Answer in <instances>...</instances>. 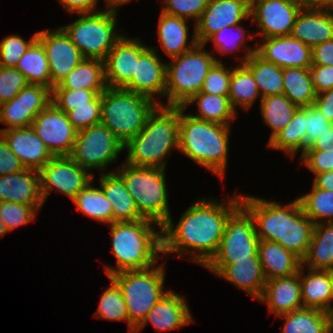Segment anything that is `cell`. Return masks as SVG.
<instances>
[{
	"label": "cell",
	"mask_w": 333,
	"mask_h": 333,
	"mask_svg": "<svg viewBox=\"0 0 333 333\" xmlns=\"http://www.w3.org/2000/svg\"><path fill=\"white\" fill-rule=\"evenodd\" d=\"M250 19L248 0H209L206 9L195 24V37L199 44L223 29Z\"/></svg>",
	"instance_id": "18"
},
{
	"label": "cell",
	"mask_w": 333,
	"mask_h": 333,
	"mask_svg": "<svg viewBox=\"0 0 333 333\" xmlns=\"http://www.w3.org/2000/svg\"><path fill=\"white\" fill-rule=\"evenodd\" d=\"M313 105L333 124V88L317 94Z\"/></svg>",
	"instance_id": "59"
},
{
	"label": "cell",
	"mask_w": 333,
	"mask_h": 333,
	"mask_svg": "<svg viewBox=\"0 0 333 333\" xmlns=\"http://www.w3.org/2000/svg\"><path fill=\"white\" fill-rule=\"evenodd\" d=\"M258 256L266 281L293 276L302 265V260L293 252L271 241L260 240Z\"/></svg>",
	"instance_id": "30"
},
{
	"label": "cell",
	"mask_w": 333,
	"mask_h": 333,
	"mask_svg": "<svg viewBox=\"0 0 333 333\" xmlns=\"http://www.w3.org/2000/svg\"><path fill=\"white\" fill-rule=\"evenodd\" d=\"M305 151L333 152V124Z\"/></svg>",
	"instance_id": "60"
},
{
	"label": "cell",
	"mask_w": 333,
	"mask_h": 333,
	"mask_svg": "<svg viewBox=\"0 0 333 333\" xmlns=\"http://www.w3.org/2000/svg\"><path fill=\"white\" fill-rule=\"evenodd\" d=\"M111 171L101 173L99 186L112 205V223L134 222L144 219L122 178L114 170Z\"/></svg>",
	"instance_id": "28"
},
{
	"label": "cell",
	"mask_w": 333,
	"mask_h": 333,
	"mask_svg": "<svg viewBox=\"0 0 333 333\" xmlns=\"http://www.w3.org/2000/svg\"><path fill=\"white\" fill-rule=\"evenodd\" d=\"M240 202L251 215L260 240L279 243L301 260L306 256L315 224L303 213L297 198L282 206L279 202L240 194Z\"/></svg>",
	"instance_id": "2"
},
{
	"label": "cell",
	"mask_w": 333,
	"mask_h": 333,
	"mask_svg": "<svg viewBox=\"0 0 333 333\" xmlns=\"http://www.w3.org/2000/svg\"><path fill=\"white\" fill-rule=\"evenodd\" d=\"M6 233H8V230L5 226V223L0 218V237H3Z\"/></svg>",
	"instance_id": "65"
},
{
	"label": "cell",
	"mask_w": 333,
	"mask_h": 333,
	"mask_svg": "<svg viewBox=\"0 0 333 333\" xmlns=\"http://www.w3.org/2000/svg\"><path fill=\"white\" fill-rule=\"evenodd\" d=\"M79 15L81 17L60 28L84 58L104 61L115 43L124 35L116 30L117 11L105 9Z\"/></svg>",
	"instance_id": "10"
},
{
	"label": "cell",
	"mask_w": 333,
	"mask_h": 333,
	"mask_svg": "<svg viewBox=\"0 0 333 333\" xmlns=\"http://www.w3.org/2000/svg\"><path fill=\"white\" fill-rule=\"evenodd\" d=\"M242 48L246 54L237 60L252 72L261 97L283 94V69L261 58L256 53L257 44Z\"/></svg>",
	"instance_id": "29"
},
{
	"label": "cell",
	"mask_w": 333,
	"mask_h": 333,
	"mask_svg": "<svg viewBox=\"0 0 333 333\" xmlns=\"http://www.w3.org/2000/svg\"><path fill=\"white\" fill-rule=\"evenodd\" d=\"M101 124L124 145L145 126L147 118L162 101L123 88L107 87L101 93Z\"/></svg>",
	"instance_id": "6"
},
{
	"label": "cell",
	"mask_w": 333,
	"mask_h": 333,
	"mask_svg": "<svg viewBox=\"0 0 333 333\" xmlns=\"http://www.w3.org/2000/svg\"><path fill=\"white\" fill-rule=\"evenodd\" d=\"M41 207H33L16 202H0V218L5 223L8 232L19 226H25L34 221Z\"/></svg>",
	"instance_id": "47"
},
{
	"label": "cell",
	"mask_w": 333,
	"mask_h": 333,
	"mask_svg": "<svg viewBox=\"0 0 333 333\" xmlns=\"http://www.w3.org/2000/svg\"><path fill=\"white\" fill-rule=\"evenodd\" d=\"M228 97L236 112L238 106L249 110L258 97L262 98L252 72L244 64L232 70Z\"/></svg>",
	"instance_id": "40"
},
{
	"label": "cell",
	"mask_w": 333,
	"mask_h": 333,
	"mask_svg": "<svg viewBox=\"0 0 333 333\" xmlns=\"http://www.w3.org/2000/svg\"><path fill=\"white\" fill-rule=\"evenodd\" d=\"M38 31L33 34L29 41L20 35H9L0 41V66L15 68L22 55L29 46L37 39Z\"/></svg>",
	"instance_id": "48"
},
{
	"label": "cell",
	"mask_w": 333,
	"mask_h": 333,
	"mask_svg": "<svg viewBox=\"0 0 333 333\" xmlns=\"http://www.w3.org/2000/svg\"><path fill=\"white\" fill-rule=\"evenodd\" d=\"M300 267V282L303 307L322 310L331 314V289L329 270L307 269Z\"/></svg>",
	"instance_id": "32"
},
{
	"label": "cell",
	"mask_w": 333,
	"mask_h": 333,
	"mask_svg": "<svg viewBox=\"0 0 333 333\" xmlns=\"http://www.w3.org/2000/svg\"><path fill=\"white\" fill-rule=\"evenodd\" d=\"M108 227L111 229V247L116 257V267L105 264L107 277L123 271L149 268L162 257V227L159 224L142 219L113 222Z\"/></svg>",
	"instance_id": "3"
},
{
	"label": "cell",
	"mask_w": 333,
	"mask_h": 333,
	"mask_svg": "<svg viewBox=\"0 0 333 333\" xmlns=\"http://www.w3.org/2000/svg\"><path fill=\"white\" fill-rule=\"evenodd\" d=\"M309 70L316 94L333 88V66L311 65Z\"/></svg>",
	"instance_id": "55"
},
{
	"label": "cell",
	"mask_w": 333,
	"mask_h": 333,
	"mask_svg": "<svg viewBox=\"0 0 333 333\" xmlns=\"http://www.w3.org/2000/svg\"><path fill=\"white\" fill-rule=\"evenodd\" d=\"M29 84H39L51 89L48 59L43 45L36 39L22 55L15 67Z\"/></svg>",
	"instance_id": "39"
},
{
	"label": "cell",
	"mask_w": 333,
	"mask_h": 333,
	"mask_svg": "<svg viewBox=\"0 0 333 333\" xmlns=\"http://www.w3.org/2000/svg\"><path fill=\"white\" fill-rule=\"evenodd\" d=\"M283 94L298 107L312 106L316 99L309 68L283 69Z\"/></svg>",
	"instance_id": "38"
},
{
	"label": "cell",
	"mask_w": 333,
	"mask_h": 333,
	"mask_svg": "<svg viewBox=\"0 0 333 333\" xmlns=\"http://www.w3.org/2000/svg\"><path fill=\"white\" fill-rule=\"evenodd\" d=\"M299 0H253L250 19L262 38L290 36L297 14L303 8Z\"/></svg>",
	"instance_id": "14"
},
{
	"label": "cell",
	"mask_w": 333,
	"mask_h": 333,
	"mask_svg": "<svg viewBox=\"0 0 333 333\" xmlns=\"http://www.w3.org/2000/svg\"><path fill=\"white\" fill-rule=\"evenodd\" d=\"M99 0H58L62 7L72 14H85L100 11L96 9Z\"/></svg>",
	"instance_id": "58"
},
{
	"label": "cell",
	"mask_w": 333,
	"mask_h": 333,
	"mask_svg": "<svg viewBox=\"0 0 333 333\" xmlns=\"http://www.w3.org/2000/svg\"><path fill=\"white\" fill-rule=\"evenodd\" d=\"M157 53L156 47L150 46L136 60V74H133L131 81L123 89L147 96L152 100L158 96L165 98L166 63L160 60Z\"/></svg>",
	"instance_id": "20"
},
{
	"label": "cell",
	"mask_w": 333,
	"mask_h": 333,
	"mask_svg": "<svg viewBox=\"0 0 333 333\" xmlns=\"http://www.w3.org/2000/svg\"><path fill=\"white\" fill-rule=\"evenodd\" d=\"M257 301L266 303L276 316L303 308L300 269L293 276L267 280Z\"/></svg>",
	"instance_id": "25"
},
{
	"label": "cell",
	"mask_w": 333,
	"mask_h": 333,
	"mask_svg": "<svg viewBox=\"0 0 333 333\" xmlns=\"http://www.w3.org/2000/svg\"><path fill=\"white\" fill-rule=\"evenodd\" d=\"M312 48L291 36L261 39L257 42L256 53L278 67L310 68L312 65Z\"/></svg>",
	"instance_id": "21"
},
{
	"label": "cell",
	"mask_w": 333,
	"mask_h": 333,
	"mask_svg": "<svg viewBox=\"0 0 333 333\" xmlns=\"http://www.w3.org/2000/svg\"><path fill=\"white\" fill-rule=\"evenodd\" d=\"M97 94L96 91L88 89L67 90L64 88H52L51 102L55 106L89 105V101Z\"/></svg>",
	"instance_id": "52"
},
{
	"label": "cell",
	"mask_w": 333,
	"mask_h": 333,
	"mask_svg": "<svg viewBox=\"0 0 333 333\" xmlns=\"http://www.w3.org/2000/svg\"><path fill=\"white\" fill-rule=\"evenodd\" d=\"M52 99V90L39 84H28L17 96L0 104V123L8 127L0 129L31 127L34 118L45 109Z\"/></svg>",
	"instance_id": "16"
},
{
	"label": "cell",
	"mask_w": 333,
	"mask_h": 333,
	"mask_svg": "<svg viewBox=\"0 0 333 333\" xmlns=\"http://www.w3.org/2000/svg\"><path fill=\"white\" fill-rule=\"evenodd\" d=\"M0 135L25 169L39 171L54 157L32 127L2 130Z\"/></svg>",
	"instance_id": "23"
},
{
	"label": "cell",
	"mask_w": 333,
	"mask_h": 333,
	"mask_svg": "<svg viewBox=\"0 0 333 333\" xmlns=\"http://www.w3.org/2000/svg\"><path fill=\"white\" fill-rule=\"evenodd\" d=\"M103 60L84 58L57 86L67 90L88 89L98 94L107 88Z\"/></svg>",
	"instance_id": "33"
},
{
	"label": "cell",
	"mask_w": 333,
	"mask_h": 333,
	"mask_svg": "<svg viewBox=\"0 0 333 333\" xmlns=\"http://www.w3.org/2000/svg\"><path fill=\"white\" fill-rule=\"evenodd\" d=\"M300 157L301 163L314 175L333 170V152L304 151Z\"/></svg>",
	"instance_id": "54"
},
{
	"label": "cell",
	"mask_w": 333,
	"mask_h": 333,
	"mask_svg": "<svg viewBox=\"0 0 333 333\" xmlns=\"http://www.w3.org/2000/svg\"><path fill=\"white\" fill-rule=\"evenodd\" d=\"M306 107H299L288 124L267 144L273 150L284 151L289 157L296 156L298 151H305Z\"/></svg>",
	"instance_id": "37"
},
{
	"label": "cell",
	"mask_w": 333,
	"mask_h": 333,
	"mask_svg": "<svg viewBox=\"0 0 333 333\" xmlns=\"http://www.w3.org/2000/svg\"><path fill=\"white\" fill-rule=\"evenodd\" d=\"M56 107L67 113L69 121L78 131L101 122V93L89 101V105Z\"/></svg>",
	"instance_id": "46"
},
{
	"label": "cell",
	"mask_w": 333,
	"mask_h": 333,
	"mask_svg": "<svg viewBox=\"0 0 333 333\" xmlns=\"http://www.w3.org/2000/svg\"><path fill=\"white\" fill-rule=\"evenodd\" d=\"M313 184L322 190H333V170L318 173L314 176Z\"/></svg>",
	"instance_id": "61"
},
{
	"label": "cell",
	"mask_w": 333,
	"mask_h": 333,
	"mask_svg": "<svg viewBox=\"0 0 333 333\" xmlns=\"http://www.w3.org/2000/svg\"><path fill=\"white\" fill-rule=\"evenodd\" d=\"M185 297L173 290H169L147 313L146 318L135 329L134 333H140L151 322L158 332L174 330L193 323V316Z\"/></svg>",
	"instance_id": "22"
},
{
	"label": "cell",
	"mask_w": 333,
	"mask_h": 333,
	"mask_svg": "<svg viewBox=\"0 0 333 333\" xmlns=\"http://www.w3.org/2000/svg\"><path fill=\"white\" fill-rule=\"evenodd\" d=\"M204 44H196L191 50L171 58L166 63L167 104L182 107L192 96L199 93L209 70L216 62H222L207 50Z\"/></svg>",
	"instance_id": "8"
},
{
	"label": "cell",
	"mask_w": 333,
	"mask_h": 333,
	"mask_svg": "<svg viewBox=\"0 0 333 333\" xmlns=\"http://www.w3.org/2000/svg\"><path fill=\"white\" fill-rule=\"evenodd\" d=\"M209 0H163V13L184 19H193L196 24Z\"/></svg>",
	"instance_id": "49"
},
{
	"label": "cell",
	"mask_w": 333,
	"mask_h": 333,
	"mask_svg": "<svg viewBox=\"0 0 333 333\" xmlns=\"http://www.w3.org/2000/svg\"><path fill=\"white\" fill-rule=\"evenodd\" d=\"M260 100L262 119L266 126L272 130L269 142L288 124L299 107L293 104L284 94L271 95Z\"/></svg>",
	"instance_id": "41"
},
{
	"label": "cell",
	"mask_w": 333,
	"mask_h": 333,
	"mask_svg": "<svg viewBox=\"0 0 333 333\" xmlns=\"http://www.w3.org/2000/svg\"><path fill=\"white\" fill-rule=\"evenodd\" d=\"M302 266L313 270L333 269V223L314 225L311 242Z\"/></svg>",
	"instance_id": "35"
},
{
	"label": "cell",
	"mask_w": 333,
	"mask_h": 333,
	"mask_svg": "<svg viewBox=\"0 0 333 333\" xmlns=\"http://www.w3.org/2000/svg\"><path fill=\"white\" fill-rule=\"evenodd\" d=\"M37 40L43 45L48 59L52 90L84 57L60 27L39 31Z\"/></svg>",
	"instance_id": "17"
},
{
	"label": "cell",
	"mask_w": 333,
	"mask_h": 333,
	"mask_svg": "<svg viewBox=\"0 0 333 333\" xmlns=\"http://www.w3.org/2000/svg\"><path fill=\"white\" fill-rule=\"evenodd\" d=\"M153 265L146 269L123 271L111 275L120 287L129 315L128 333L146 318L150 309L169 292L165 291V265Z\"/></svg>",
	"instance_id": "9"
},
{
	"label": "cell",
	"mask_w": 333,
	"mask_h": 333,
	"mask_svg": "<svg viewBox=\"0 0 333 333\" xmlns=\"http://www.w3.org/2000/svg\"><path fill=\"white\" fill-rule=\"evenodd\" d=\"M196 103L198 108L197 115H191L193 118L215 122L223 125H231V122L237 117V113L231 105L228 96L212 95L199 92L192 96L183 106L187 109L190 104Z\"/></svg>",
	"instance_id": "36"
},
{
	"label": "cell",
	"mask_w": 333,
	"mask_h": 333,
	"mask_svg": "<svg viewBox=\"0 0 333 333\" xmlns=\"http://www.w3.org/2000/svg\"><path fill=\"white\" fill-rule=\"evenodd\" d=\"M25 168L0 135V175L14 174Z\"/></svg>",
	"instance_id": "56"
},
{
	"label": "cell",
	"mask_w": 333,
	"mask_h": 333,
	"mask_svg": "<svg viewBox=\"0 0 333 333\" xmlns=\"http://www.w3.org/2000/svg\"><path fill=\"white\" fill-rule=\"evenodd\" d=\"M230 69L224 65V63L216 62L209 70L201 92L212 95L228 96L233 67Z\"/></svg>",
	"instance_id": "50"
},
{
	"label": "cell",
	"mask_w": 333,
	"mask_h": 333,
	"mask_svg": "<svg viewBox=\"0 0 333 333\" xmlns=\"http://www.w3.org/2000/svg\"><path fill=\"white\" fill-rule=\"evenodd\" d=\"M249 30L246 31L242 26L232 25L228 27H224L223 29L219 30L218 32L211 35L206 42L212 41L214 44V49L218 51L221 55L233 53L235 51L242 49L241 47L246 44L248 39L256 38V34H247Z\"/></svg>",
	"instance_id": "45"
},
{
	"label": "cell",
	"mask_w": 333,
	"mask_h": 333,
	"mask_svg": "<svg viewBox=\"0 0 333 333\" xmlns=\"http://www.w3.org/2000/svg\"><path fill=\"white\" fill-rule=\"evenodd\" d=\"M39 172L40 193L44 203L54 189L72 200L94 180L92 173L69 156H54Z\"/></svg>",
	"instance_id": "13"
},
{
	"label": "cell",
	"mask_w": 333,
	"mask_h": 333,
	"mask_svg": "<svg viewBox=\"0 0 333 333\" xmlns=\"http://www.w3.org/2000/svg\"><path fill=\"white\" fill-rule=\"evenodd\" d=\"M114 171L125 183L140 215L162 227L171 216L165 168L137 167L124 162Z\"/></svg>",
	"instance_id": "7"
},
{
	"label": "cell",
	"mask_w": 333,
	"mask_h": 333,
	"mask_svg": "<svg viewBox=\"0 0 333 333\" xmlns=\"http://www.w3.org/2000/svg\"><path fill=\"white\" fill-rule=\"evenodd\" d=\"M149 47L139 37L129 38L124 34L104 60L107 86L124 88L136 74V60Z\"/></svg>",
	"instance_id": "19"
},
{
	"label": "cell",
	"mask_w": 333,
	"mask_h": 333,
	"mask_svg": "<svg viewBox=\"0 0 333 333\" xmlns=\"http://www.w3.org/2000/svg\"><path fill=\"white\" fill-rule=\"evenodd\" d=\"M279 317L284 320L280 333H333V315L322 310L303 307Z\"/></svg>",
	"instance_id": "34"
},
{
	"label": "cell",
	"mask_w": 333,
	"mask_h": 333,
	"mask_svg": "<svg viewBox=\"0 0 333 333\" xmlns=\"http://www.w3.org/2000/svg\"><path fill=\"white\" fill-rule=\"evenodd\" d=\"M230 131L231 125L193 118L180 107V152L221 179L227 168Z\"/></svg>",
	"instance_id": "5"
},
{
	"label": "cell",
	"mask_w": 333,
	"mask_h": 333,
	"mask_svg": "<svg viewBox=\"0 0 333 333\" xmlns=\"http://www.w3.org/2000/svg\"><path fill=\"white\" fill-rule=\"evenodd\" d=\"M260 238L249 212L240 205L228 218L217 253L208 264L259 259Z\"/></svg>",
	"instance_id": "11"
},
{
	"label": "cell",
	"mask_w": 333,
	"mask_h": 333,
	"mask_svg": "<svg viewBox=\"0 0 333 333\" xmlns=\"http://www.w3.org/2000/svg\"><path fill=\"white\" fill-rule=\"evenodd\" d=\"M187 23V19L167 15L163 12L160 13L157 25L158 41L170 59L191 50L198 44L195 37V26L193 27L194 35L191 38V42H188L189 28Z\"/></svg>",
	"instance_id": "31"
},
{
	"label": "cell",
	"mask_w": 333,
	"mask_h": 333,
	"mask_svg": "<svg viewBox=\"0 0 333 333\" xmlns=\"http://www.w3.org/2000/svg\"><path fill=\"white\" fill-rule=\"evenodd\" d=\"M108 278L111 285L100 296L94 316L105 320L126 321L129 327V315L122 291L112 278Z\"/></svg>",
	"instance_id": "44"
},
{
	"label": "cell",
	"mask_w": 333,
	"mask_h": 333,
	"mask_svg": "<svg viewBox=\"0 0 333 333\" xmlns=\"http://www.w3.org/2000/svg\"><path fill=\"white\" fill-rule=\"evenodd\" d=\"M31 127L53 156L70 155L78 130L67 113L52 102L34 118Z\"/></svg>",
	"instance_id": "15"
},
{
	"label": "cell",
	"mask_w": 333,
	"mask_h": 333,
	"mask_svg": "<svg viewBox=\"0 0 333 333\" xmlns=\"http://www.w3.org/2000/svg\"><path fill=\"white\" fill-rule=\"evenodd\" d=\"M179 114L180 107L158 105L144 128L124 145L128 153L125 163L166 169L171 150L179 151Z\"/></svg>",
	"instance_id": "4"
},
{
	"label": "cell",
	"mask_w": 333,
	"mask_h": 333,
	"mask_svg": "<svg viewBox=\"0 0 333 333\" xmlns=\"http://www.w3.org/2000/svg\"><path fill=\"white\" fill-rule=\"evenodd\" d=\"M28 84L16 68L0 66V104L12 100Z\"/></svg>",
	"instance_id": "51"
},
{
	"label": "cell",
	"mask_w": 333,
	"mask_h": 333,
	"mask_svg": "<svg viewBox=\"0 0 333 333\" xmlns=\"http://www.w3.org/2000/svg\"><path fill=\"white\" fill-rule=\"evenodd\" d=\"M92 182L94 180L80 191L72 201L77 206L78 211L98 222L110 225L112 223V205L101 187H93Z\"/></svg>",
	"instance_id": "42"
},
{
	"label": "cell",
	"mask_w": 333,
	"mask_h": 333,
	"mask_svg": "<svg viewBox=\"0 0 333 333\" xmlns=\"http://www.w3.org/2000/svg\"><path fill=\"white\" fill-rule=\"evenodd\" d=\"M329 281H330V289H331V314L333 315V269L329 270Z\"/></svg>",
	"instance_id": "64"
},
{
	"label": "cell",
	"mask_w": 333,
	"mask_h": 333,
	"mask_svg": "<svg viewBox=\"0 0 333 333\" xmlns=\"http://www.w3.org/2000/svg\"><path fill=\"white\" fill-rule=\"evenodd\" d=\"M332 125L314 106L306 107V136H305V150L310 148L313 143L321 136L326 129Z\"/></svg>",
	"instance_id": "53"
},
{
	"label": "cell",
	"mask_w": 333,
	"mask_h": 333,
	"mask_svg": "<svg viewBox=\"0 0 333 333\" xmlns=\"http://www.w3.org/2000/svg\"><path fill=\"white\" fill-rule=\"evenodd\" d=\"M5 201L42 207L40 172L24 169L14 174L0 175V202Z\"/></svg>",
	"instance_id": "27"
},
{
	"label": "cell",
	"mask_w": 333,
	"mask_h": 333,
	"mask_svg": "<svg viewBox=\"0 0 333 333\" xmlns=\"http://www.w3.org/2000/svg\"><path fill=\"white\" fill-rule=\"evenodd\" d=\"M297 199L314 224L333 223V190H322L312 184L311 191Z\"/></svg>",
	"instance_id": "43"
},
{
	"label": "cell",
	"mask_w": 333,
	"mask_h": 333,
	"mask_svg": "<svg viewBox=\"0 0 333 333\" xmlns=\"http://www.w3.org/2000/svg\"><path fill=\"white\" fill-rule=\"evenodd\" d=\"M206 199L192 203L176 225L169 217L162 226V255L176 253L180 258L195 251L189 259L203 267L215 256L229 216L241 205L240 195L235 192L226 203Z\"/></svg>",
	"instance_id": "1"
},
{
	"label": "cell",
	"mask_w": 333,
	"mask_h": 333,
	"mask_svg": "<svg viewBox=\"0 0 333 333\" xmlns=\"http://www.w3.org/2000/svg\"><path fill=\"white\" fill-rule=\"evenodd\" d=\"M124 144L103 124L92 125L77 132L69 157L88 170H105L115 162Z\"/></svg>",
	"instance_id": "12"
},
{
	"label": "cell",
	"mask_w": 333,
	"mask_h": 333,
	"mask_svg": "<svg viewBox=\"0 0 333 333\" xmlns=\"http://www.w3.org/2000/svg\"><path fill=\"white\" fill-rule=\"evenodd\" d=\"M291 37L311 48L333 38V9L303 7L297 14Z\"/></svg>",
	"instance_id": "26"
},
{
	"label": "cell",
	"mask_w": 333,
	"mask_h": 333,
	"mask_svg": "<svg viewBox=\"0 0 333 333\" xmlns=\"http://www.w3.org/2000/svg\"><path fill=\"white\" fill-rule=\"evenodd\" d=\"M306 8L333 9V0H299Z\"/></svg>",
	"instance_id": "62"
},
{
	"label": "cell",
	"mask_w": 333,
	"mask_h": 333,
	"mask_svg": "<svg viewBox=\"0 0 333 333\" xmlns=\"http://www.w3.org/2000/svg\"><path fill=\"white\" fill-rule=\"evenodd\" d=\"M204 268L258 300L263 292L266 279L260 259L236 261L232 264H207Z\"/></svg>",
	"instance_id": "24"
},
{
	"label": "cell",
	"mask_w": 333,
	"mask_h": 333,
	"mask_svg": "<svg viewBox=\"0 0 333 333\" xmlns=\"http://www.w3.org/2000/svg\"><path fill=\"white\" fill-rule=\"evenodd\" d=\"M107 4V10L117 11L120 6H123L124 4L130 2L131 0H104Z\"/></svg>",
	"instance_id": "63"
},
{
	"label": "cell",
	"mask_w": 333,
	"mask_h": 333,
	"mask_svg": "<svg viewBox=\"0 0 333 333\" xmlns=\"http://www.w3.org/2000/svg\"><path fill=\"white\" fill-rule=\"evenodd\" d=\"M312 65L333 66V38L312 47Z\"/></svg>",
	"instance_id": "57"
}]
</instances>
